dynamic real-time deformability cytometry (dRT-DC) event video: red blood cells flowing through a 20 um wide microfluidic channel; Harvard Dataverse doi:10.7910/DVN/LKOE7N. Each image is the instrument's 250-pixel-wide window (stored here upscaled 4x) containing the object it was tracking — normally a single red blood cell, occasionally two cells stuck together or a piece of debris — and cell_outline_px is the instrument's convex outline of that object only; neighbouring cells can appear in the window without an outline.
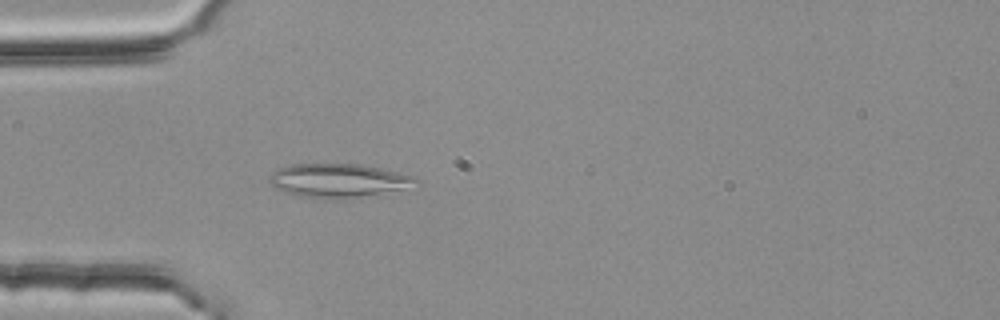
{"species": "common noctule bat (a hibernating species)", "species_latin": "Nyctalus noctula", "temperature_condition": "room temperature", "stored_images_in_passage": 52, "camera_frame_rate_fps": 3000, "um_per_image_px": 0.085, "animal": {"sex": "female", "body_mass_g": 25.1}, "frame": {"image": 1, "passage_image": 15, "time_ms": 4.667, "image_size_px": [1000, 320], "cell_outline_px": [[420, 184], [400, 188], [352, 196], [300, 196], [284, 192], [276, 188], [268, 180], [272, 172], [276, 168], [292, 164], [360, 164], [380, 168], [416, 176], [420, 180]], "centroid_in_image_um": [28.71, 15.28], "position_along_channel_um": 56.3, "area_um2": 27.51}}
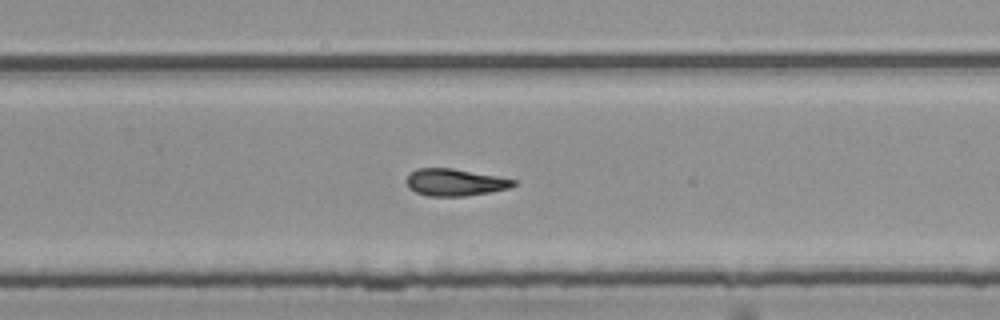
{"frame": {"image": 2, "passage_image": 34, "time_ms": 11.0, "image_size_px": [1000, 320], "cell_outline_px": [[516, 184], [508, 188], [488, 192], [464, 196], [428, 196], [416, 192], [408, 188], [404, 180], [408, 172], [416, 168], [452, 168], [496, 176], [516, 180]], "centroid_in_image_um": [38.57, 15.49], "position_along_channel_um": 291.2, "area_um2": 16.94}}
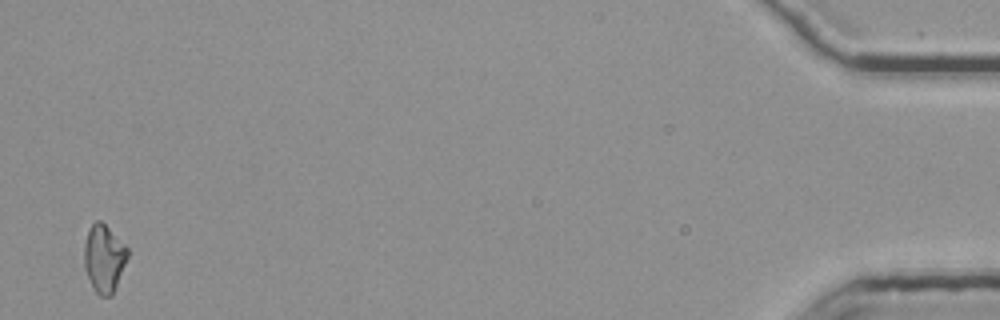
{"frame": {"image": 3, "passage_image": 52, "time_ms": 17.0, "image_size_px": [1000, 320], "cell_outline_px": [[128, 256], [112, 296], [100, 296], [96, 292], [84, 268], [84, 244], [88, 232], [92, 224], [96, 220], [100, 220], [128, 248]], "centroid_in_image_um": [8.83, 21.97], "position_along_channel_um": 426.4, "area_um2": 16.76}, "authors_computed_cell_mechanics": {"area_um2": 17.4556, "velocity_mm_per_s": 3.8063, "shape_relaxation_time_tau1_ms": null, "shape_relaxation_time_tau2_ms": 9.3416, "deformation_change_tau1": null, "deformation_change_tau2": 0.1684}}